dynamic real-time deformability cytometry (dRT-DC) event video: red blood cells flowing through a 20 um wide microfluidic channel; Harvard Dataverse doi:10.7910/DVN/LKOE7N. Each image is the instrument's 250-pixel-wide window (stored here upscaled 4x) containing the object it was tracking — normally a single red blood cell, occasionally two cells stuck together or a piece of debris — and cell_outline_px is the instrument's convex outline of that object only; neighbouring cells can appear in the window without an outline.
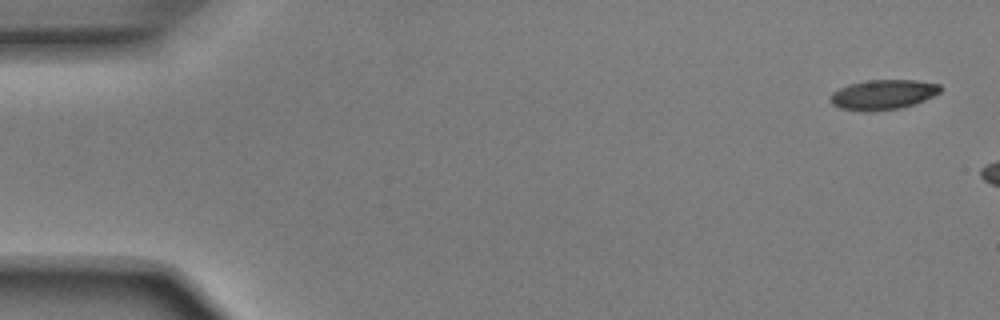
{"species": "Egyptian fruit bat (a non-hibernating species)", "species_latin": "Rousettus aegyptiacus", "temperature_condition": "room temperature", "stored_images_in_passage": 3, "camera_frame_rate_fps": 3000, "um_per_image_px": 0.085, "animal": {"sex": "male"}, "frame": {"image": 1, "passage_image": 1, "time_ms": 0.0, "image_size_px": [1000, 320], "cell_outline_px": [[940, 92], [924, 100], [900, 108], [872, 112], [864, 112], [840, 108], [832, 104], [828, 100], [828, 96], [832, 92], [848, 84], [868, 80], [916, 80], [940, 84]], "centroid_in_image_um": [74.99, 8.05], "position_along_channel_um": 10.0, "area_um2": 19.31}}